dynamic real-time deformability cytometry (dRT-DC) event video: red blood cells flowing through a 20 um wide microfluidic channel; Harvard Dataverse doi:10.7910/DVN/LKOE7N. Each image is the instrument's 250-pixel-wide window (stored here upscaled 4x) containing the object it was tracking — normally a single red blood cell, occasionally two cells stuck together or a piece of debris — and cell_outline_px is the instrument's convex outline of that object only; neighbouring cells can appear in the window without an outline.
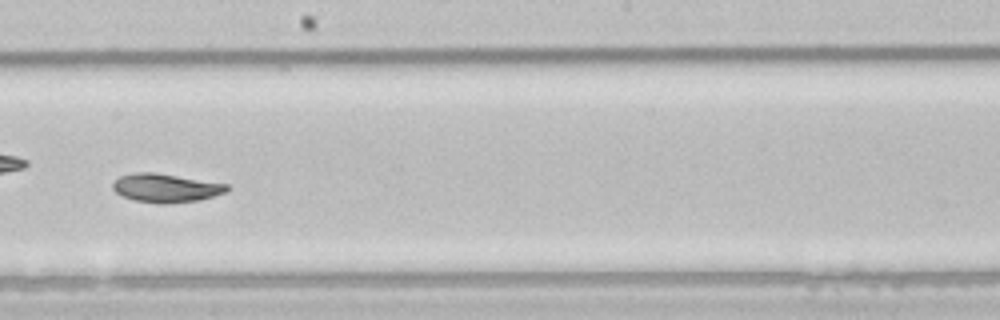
{"species": "common noctule bat (a hibernating species)", "species_latin": "Nyctalus noctula", "temperature_condition": "room temperature", "stored_images_in_passage": 40, "camera_frame_rate_fps": 3000, "um_per_image_px": 0.085, "animal": {"sex": "male", "body_mass_g": 21.5, "forearm_length_mm": 52.0}, "frame": {"image": 1, "passage_image": 18, "time_ms": 5.667, "image_size_px": [1000, 320], "cell_outline_px": [[232, 188], [224, 192], [200, 200], [168, 204], [160, 204], [136, 200], [120, 196], [112, 188], [112, 184], [120, 176], [136, 172], [152, 172], [228, 184]], "centroid_in_image_um": [14.09, 15.98], "position_along_channel_um": 234.1, "area_um2": 18.96}, "authors_computed_cell_mechanics": {"area_um2": 19.9121, "velocity_mm_per_s": 3.9326, "shape_relaxation_time_tau1_ms": 4.4735, "shape_relaxation_time_tau2_ms": 3.211, "deformation_change_tau1": 0.1358, "deformation_change_tau2": 0.073}}